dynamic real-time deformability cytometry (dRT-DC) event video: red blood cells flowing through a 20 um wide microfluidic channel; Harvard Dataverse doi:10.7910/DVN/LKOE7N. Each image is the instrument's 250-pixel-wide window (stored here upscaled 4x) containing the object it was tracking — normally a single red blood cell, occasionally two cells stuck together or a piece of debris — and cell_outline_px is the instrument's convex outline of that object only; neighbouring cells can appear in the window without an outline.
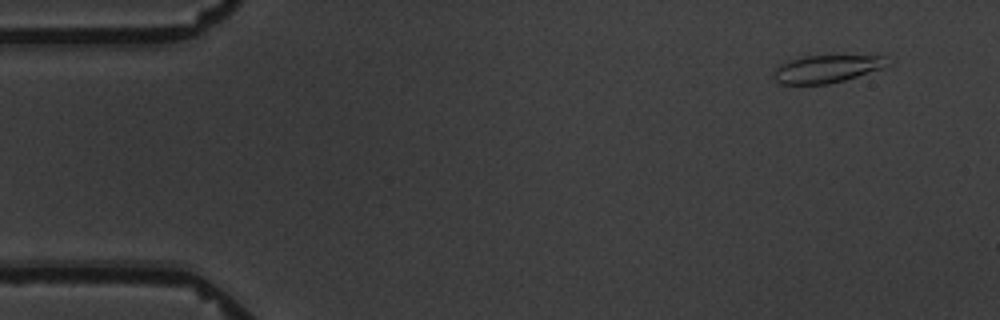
{"species": "common noctule bat (a hibernating species)", "species_latin": "Nyctalus noctula", "temperature_condition": "warm", "stored_images_in_passage": 9, "camera_frame_rate_fps": 3000, "um_per_image_px": 0.085, "animal": {"sex": "male", "body_mass_g": 19.5, "forearm_length_mm": 54.6}, "frame": {"image": 1, "passage_image": 1, "time_ms": 0.0, "image_size_px": [1000, 320], "cell_outline_px": [[884, 56], [880, 68], [844, 80], [828, 84], [780, 84], [772, 76], [776, 68], [780, 64], [788, 60], [804, 56]], "centroid_in_image_um": [70.09, 5.87], "position_along_channel_um": 14.9, "area_um2": 17.63}}
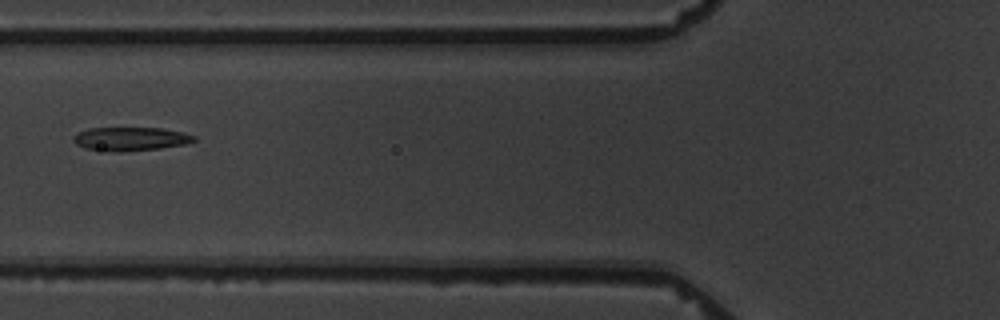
{"frame": {"image": 2, "passage_image": 6, "time_ms": 6.0, "image_size_px": [1000, 320], "cell_outline_px": [[196, 140], [184, 144], [160, 148], [120, 152], [116, 152], [84, 148], [76, 144], [72, 140], [72, 136], [88, 128], [160, 128], [184, 132], [196, 136]], "centroid_in_image_um": [11.08, 11.8], "position_along_channel_um": 114.7, "area_um2": 16.59}}
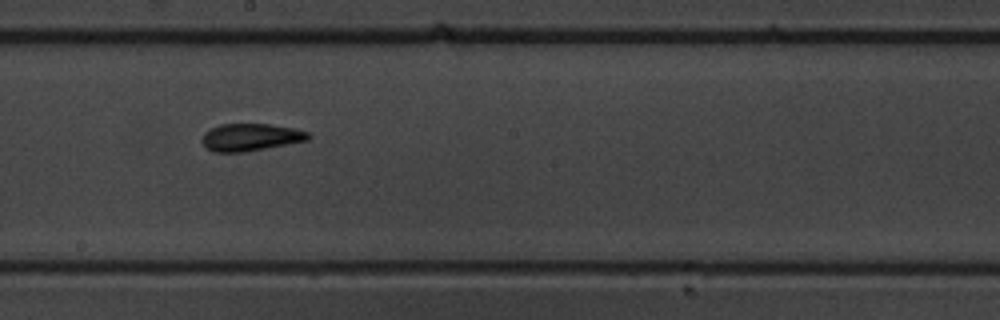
{"frame": {"image": 3, "passage_image": 9, "time_ms": 9.333, "image_size_px": [1000, 320], "cell_outline_px": [[312, 136], [308, 140], [244, 152], [212, 152], [200, 140], [204, 132], [220, 124], [268, 124], [292, 128], [308, 132]], "centroid_in_image_um": [21.27, 11.66], "position_along_channel_um": 226.9, "area_um2": 16.82}}